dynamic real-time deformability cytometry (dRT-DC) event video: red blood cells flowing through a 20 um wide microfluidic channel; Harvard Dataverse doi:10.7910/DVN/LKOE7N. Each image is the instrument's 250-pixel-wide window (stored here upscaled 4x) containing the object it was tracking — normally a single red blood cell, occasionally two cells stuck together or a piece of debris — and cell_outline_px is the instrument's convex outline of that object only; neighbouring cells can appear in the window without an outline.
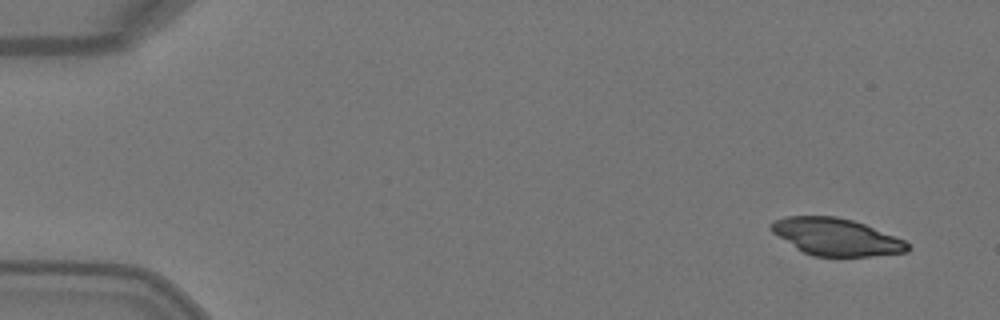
{"species": "Egyptian fruit bat (a non-hibernating species)", "species_latin": "Rousettus aegyptiacus", "temperature_condition": "warm", "stored_images_in_passage": 5, "camera_frame_rate_fps": 3000, "um_per_image_px": 0.085, "animal": {"sex": "female"}, "frame": {"image": 1, "passage_image": 1, "time_ms": 0.0, "image_size_px": [1000, 320], "cell_outline_px": [[912, 248], [908, 252], [868, 256], [812, 256], [796, 248], [772, 232], [768, 228], [768, 224], [784, 216], [836, 216], [852, 220], [864, 224], [904, 240]], "centroid_in_image_um": [71.05, 20.13], "position_along_channel_um": 14.0, "area_um2": 29.42}}